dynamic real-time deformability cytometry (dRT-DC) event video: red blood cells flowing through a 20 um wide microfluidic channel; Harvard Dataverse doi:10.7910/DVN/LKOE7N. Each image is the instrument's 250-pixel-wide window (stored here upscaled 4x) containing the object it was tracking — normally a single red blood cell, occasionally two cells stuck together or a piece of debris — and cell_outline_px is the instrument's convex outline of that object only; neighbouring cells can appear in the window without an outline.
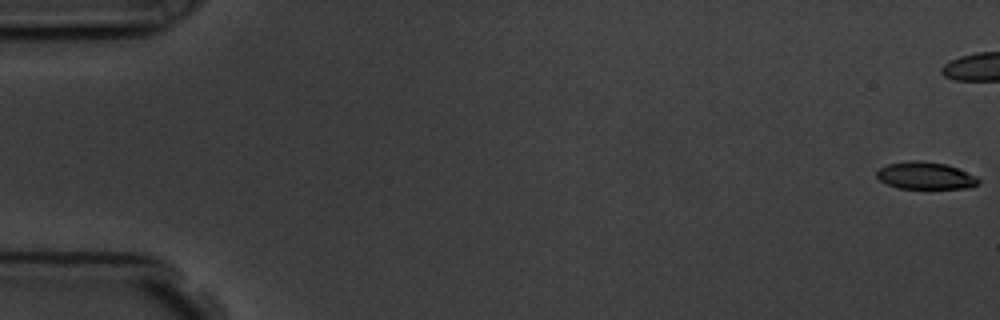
{"species": "common noctule bat (a hibernating species)", "species_latin": "Nyctalus noctula", "temperature_condition": "room temperature", "stored_images_in_passage": 14, "camera_frame_rate_fps": 3000, "um_per_image_px": 0.085, "animal": {"sex": "male", "body_mass_g": 19.5, "forearm_length_mm": 54.6}, "frame": {"image": 1, "passage_image": 1, "time_ms": 0.0, "image_size_px": [1000, 320], "cell_outline_px": [[980, 184], [972, 188], [896, 188], [880, 180], [876, 176], [876, 172], [880, 168], [888, 164], [908, 160], [920, 160], [944, 164], [956, 168], [976, 176], [980, 180]], "centroid_in_image_um": [78.67, 14.93], "position_along_channel_um": 6.3, "area_um2": 16.13}}
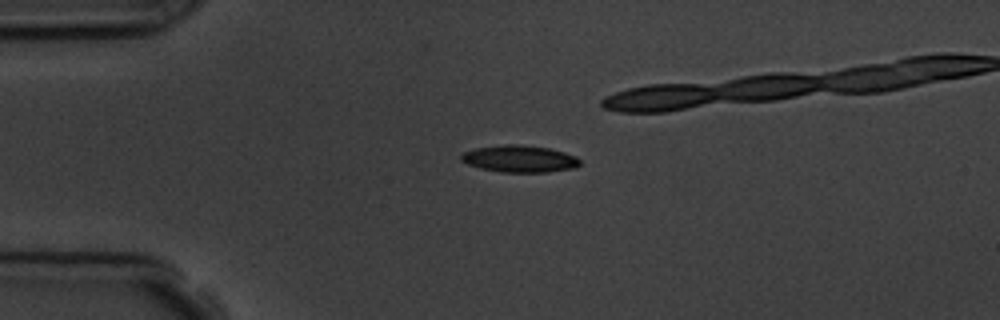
{"frame": {"image": 2, "passage_image": 5, "time_ms": 4.333, "image_size_px": [1000, 320], "cell_outline_px": [[580, 164], [572, 168], [548, 172], [500, 172], [480, 168], [468, 164], [460, 160], [460, 156], [464, 152], [476, 148], [504, 144], [516, 144], [548, 148], [564, 152], [576, 156], [580, 160]], "centroid_in_image_um": [44.14, 13.5], "position_along_channel_um": 40.9, "area_um2": 18.55}}